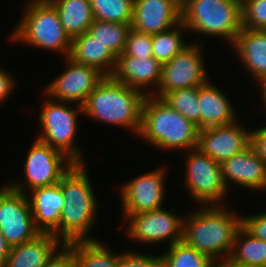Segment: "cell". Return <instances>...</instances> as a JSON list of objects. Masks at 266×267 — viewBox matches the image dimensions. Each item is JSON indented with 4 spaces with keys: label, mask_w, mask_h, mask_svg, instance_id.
Here are the masks:
<instances>
[{
    "label": "cell",
    "mask_w": 266,
    "mask_h": 267,
    "mask_svg": "<svg viewBox=\"0 0 266 267\" xmlns=\"http://www.w3.org/2000/svg\"><path fill=\"white\" fill-rule=\"evenodd\" d=\"M223 207L207 205L183 219L182 240L216 262L229 259L236 233L242 226V216Z\"/></svg>",
    "instance_id": "6da1fadb"
},
{
    "label": "cell",
    "mask_w": 266,
    "mask_h": 267,
    "mask_svg": "<svg viewBox=\"0 0 266 267\" xmlns=\"http://www.w3.org/2000/svg\"><path fill=\"white\" fill-rule=\"evenodd\" d=\"M86 170L84 163H75L59 182L64 196L59 222L62 244L95 240L89 233L96 220L98 202Z\"/></svg>",
    "instance_id": "7a4b0ae2"
},
{
    "label": "cell",
    "mask_w": 266,
    "mask_h": 267,
    "mask_svg": "<svg viewBox=\"0 0 266 267\" xmlns=\"http://www.w3.org/2000/svg\"><path fill=\"white\" fill-rule=\"evenodd\" d=\"M147 91H139L105 76L82 105L84 116L106 124L125 127L137 135L141 127L142 105Z\"/></svg>",
    "instance_id": "3957f363"
},
{
    "label": "cell",
    "mask_w": 266,
    "mask_h": 267,
    "mask_svg": "<svg viewBox=\"0 0 266 267\" xmlns=\"http://www.w3.org/2000/svg\"><path fill=\"white\" fill-rule=\"evenodd\" d=\"M199 129L182 114L171 108L162 98L147 95L142 105V139L166 150L197 148Z\"/></svg>",
    "instance_id": "277c9868"
},
{
    "label": "cell",
    "mask_w": 266,
    "mask_h": 267,
    "mask_svg": "<svg viewBox=\"0 0 266 267\" xmlns=\"http://www.w3.org/2000/svg\"><path fill=\"white\" fill-rule=\"evenodd\" d=\"M181 22L189 31L222 37L231 44L242 27L241 0H182Z\"/></svg>",
    "instance_id": "5b68a950"
},
{
    "label": "cell",
    "mask_w": 266,
    "mask_h": 267,
    "mask_svg": "<svg viewBox=\"0 0 266 267\" xmlns=\"http://www.w3.org/2000/svg\"><path fill=\"white\" fill-rule=\"evenodd\" d=\"M22 18L10 37L13 41L66 54L71 48V39L64 31L58 11L51 2L28 3Z\"/></svg>",
    "instance_id": "8992f818"
},
{
    "label": "cell",
    "mask_w": 266,
    "mask_h": 267,
    "mask_svg": "<svg viewBox=\"0 0 266 267\" xmlns=\"http://www.w3.org/2000/svg\"><path fill=\"white\" fill-rule=\"evenodd\" d=\"M68 102L50 101L44 102L43 110L39 115L42 126V135L36 139L50 145L66 154L73 162L83 163L82 149L75 145V132L77 128L78 113L83 114L82 105L77 104V109L67 106Z\"/></svg>",
    "instance_id": "52a82bcc"
},
{
    "label": "cell",
    "mask_w": 266,
    "mask_h": 267,
    "mask_svg": "<svg viewBox=\"0 0 266 267\" xmlns=\"http://www.w3.org/2000/svg\"><path fill=\"white\" fill-rule=\"evenodd\" d=\"M18 183L0 188V232L11 247L41 233L35 227L26 188Z\"/></svg>",
    "instance_id": "ba28073f"
},
{
    "label": "cell",
    "mask_w": 266,
    "mask_h": 267,
    "mask_svg": "<svg viewBox=\"0 0 266 267\" xmlns=\"http://www.w3.org/2000/svg\"><path fill=\"white\" fill-rule=\"evenodd\" d=\"M186 158V189L194 201L208 206L220 205L229 192L223 179L221 165L210 156L194 148Z\"/></svg>",
    "instance_id": "9c48e42d"
},
{
    "label": "cell",
    "mask_w": 266,
    "mask_h": 267,
    "mask_svg": "<svg viewBox=\"0 0 266 267\" xmlns=\"http://www.w3.org/2000/svg\"><path fill=\"white\" fill-rule=\"evenodd\" d=\"M199 45L201 44L196 41L189 43L174 58L162 65L160 83L153 92L149 91V95L162 98L170 91L199 87L209 82Z\"/></svg>",
    "instance_id": "30bf717a"
},
{
    "label": "cell",
    "mask_w": 266,
    "mask_h": 267,
    "mask_svg": "<svg viewBox=\"0 0 266 267\" xmlns=\"http://www.w3.org/2000/svg\"><path fill=\"white\" fill-rule=\"evenodd\" d=\"M170 210L157 209L139 214H124L129 219L127 236L138 242L160 243L169 239V246L183 239V216H176ZM166 239V240H165Z\"/></svg>",
    "instance_id": "8fae6325"
},
{
    "label": "cell",
    "mask_w": 266,
    "mask_h": 267,
    "mask_svg": "<svg viewBox=\"0 0 266 267\" xmlns=\"http://www.w3.org/2000/svg\"><path fill=\"white\" fill-rule=\"evenodd\" d=\"M24 164L26 183L32 190L59 183L75 162L60 150L36 139Z\"/></svg>",
    "instance_id": "7c38bea8"
},
{
    "label": "cell",
    "mask_w": 266,
    "mask_h": 267,
    "mask_svg": "<svg viewBox=\"0 0 266 267\" xmlns=\"http://www.w3.org/2000/svg\"><path fill=\"white\" fill-rule=\"evenodd\" d=\"M65 59L68 68L48 84L46 94L56 101L83 105L105 75L93 66Z\"/></svg>",
    "instance_id": "4fadbf2b"
},
{
    "label": "cell",
    "mask_w": 266,
    "mask_h": 267,
    "mask_svg": "<svg viewBox=\"0 0 266 267\" xmlns=\"http://www.w3.org/2000/svg\"><path fill=\"white\" fill-rule=\"evenodd\" d=\"M165 170L158 168L139 175L121 188L123 214H139L161 209L165 196Z\"/></svg>",
    "instance_id": "5bb4252c"
},
{
    "label": "cell",
    "mask_w": 266,
    "mask_h": 267,
    "mask_svg": "<svg viewBox=\"0 0 266 267\" xmlns=\"http://www.w3.org/2000/svg\"><path fill=\"white\" fill-rule=\"evenodd\" d=\"M251 144V132L241 127L237 121L225 125L199 130L198 144L203 154L221 164L246 150Z\"/></svg>",
    "instance_id": "9a60e30c"
},
{
    "label": "cell",
    "mask_w": 266,
    "mask_h": 267,
    "mask_svg": "<svg viewBox=\"0 0 266 267\" xmlns=\"http://www.w3.org/2000/svg\"><path fill=\"white\" fill-rule=\"evenodd\" d=\"M181 22L180 0H134L131 27L154 35Z\"/></svg>",
    "instance_id": "2e32d148"
},
{
    "label": "cell",
    "mask_w": 266,
    "mask_h": 267,
    "mask_svg": "<svg viewBox=\"0 0 266 267\" xmlns=\"http://www.w3.org/2000/svg\"><path fill=\"white\" fill-rule=\"evenodd\" d=\"M220 165L228 189L230 188V180L232 183L248 189H266V164L251 145L231 159L223 161Z\"/></svg>",
    "instance_id": "e0dca14e"
},
{
    "label": "cell",
    "mask_w": 266,
    "mask_h": 267,
    "mask_svg": "<svg viewBox=\"0 0 266 267\" xmlns=\"http://www.w3.org/2000/svg\"><path fill=\"white\" fill-rule=\"evenodd\" d=\"M28 195L35 227L41 233H51L59 239V222L64 196L59 183L32 189Z\"/></svg>",
    "instance_id": "ac0fdd59"
},
{
    "label": "cell",
    "mask_w": 266,
    "mask_h": 267,
    "mask_svg": "<svg viewBox=\"0 0 266 267\" xmlns=\"http://www.w3.org/2000/svg\"><path fill=\"white\" fill-rule=\"evenodd\" d=\"M162 64L154 57H132L123 53L117 57L116 66L111 75L136 90L154 84L158 87L161 80Z\"/></svg>",
    "instance_id": "d6986e66"
},
{
    "label": "cell",
    "mask_w": 266,
    "mask_h": 267,
    "mask_svg": "<svg viewBox=\"0 0 266 267\" xmlns=\"http://www.w3.org/2000/svg\"><path fill=\"white\" fill-rule=\"evenodd\" d=\"M225 95L210 81L198 87L199 130L236 122L234 109Z\"/></svg>",
    "instance_id": "ffe728a7"
},
{
    "label": "cell",
    "mask_w": 266,
    "mask_h": 267,
    "mask_svg": "<svg viewBox=\"0 0 266 267\" xmlns=\"http://www.w3.org/2000/svg\"><path fill=\"white\" fill-rule=\"evenodd\" d=\"M68 58L75 63L93 66L105 76L113 74L117 61V56L88 32L72 39Z\"/></svg>",
    "instance_id": "44dd1931"
},
{
    "label": "cell",
    "mask_w": 266,
    "mask_h": 267,
    "mask_svg": "<svg viewBox=\"0 0 266 267\" xmlns=\"http://www.w3.org/2000/svg\"><path fill=\"white\" fill-rule=\"evenodd\" d=\"M232 46L257 81L266 75V30L242 28Z\"/></svg>",
    "instance_id": "7402d4cb"
},
{
    "label": "cell",
    "mask_w": 266,
    "mask_h": 267,
    "mask_svg": "<svg viewBox=\"0 0 266 267\" xmlns=\"http://www.w3.org/2000/svg\"><path fill=\"white\" fill-rule=\"evenodd\" d=\"M60 241L51 233H40L32 240L11 247L5 267H45Z\"/></svg>",
    "instance_id": "603a6c76"
},
{
    "label": "cell",
    "mask_w": 266,
    "mask_h": 267,
    "mask_svg": "<svg viewBox=\"0 0 266 267\" xmlns=\"http://www.w3.org/2000/svg\"><path fill=\"white\" fill-rule=\"evenodd\" d=\"M61 24L72 40L88 32L94 21L90 0H52Z\"/></svg>",
    "instance_id": "cb8c5ba5"
},
{
    "label": "cell",
    "mask_w": 266,
    "mask_h": 267,
    "mask_svg": "<svg viewBox=\"0 0 266 267\" xmlns=\"http://www.w3.org/2000/svg\"><path fill=\"white\" fill-rule=\"evenodd\" d=\"M227 261L233 267H266V242L254 237L241 226Z\"/></svg>",
    "instance_id": "d4e9b609"
},
{
    "label": "cell",
    "mask_w": 266,
    "mask_h": 267,
    "mask_svg": "<svg viewBox=\"0 0 266 267\" xmlns=\"http://www.w3.org/2000/svg\"><path fill=\"white\" fill-rule=\"evenodd\" d=\"M75 251L76 267H120V253H111L96 240L67 243Z\"/></svg>",
    "instance_id": "484cf974"
},
{
    "label": "cell",
    "mask_w": 266,
    "mask_h": 267,
    "mask_svg": "<svg viewBox=\"0 0 266 267\" xmlns=\"http://www.w3.org/2000/svg\"><path fill=\"white\" fill-rule=\"evenodd\" d=\"M130 24L112 23L94 19L88 33L106 45L117 57L123 53Z\"/></svg>",
    "instance_id": "4316f807"
},
{
    "label": "cell",
    "mask_w": 266,
    "mask_h": 267,
    "mask_svg": "<svg viewBox=\"0 0 266 267\" xmlns=\"http://www.w3.org/2000/svg\"><path fill=\"white\" fill-rule=\"evenodd\" d=\"M177 27V28H176ZM184 24L180 22L169 30L152 35V53L162 65L174 58L186 45L182 38Z\"/></svg>",
    "instance_id": "83f0119b"
},
{
    "label": "cell",
    "mask_w": 266,
    "mask_h": 267,
    "mask_svg": "<svg viewBox=\"0 0 266 267\" xmlns=\"http://www.w3.org/2000/svg\"><path fill=\"white\" fill-rule=\"evenodd\" d=\"M167 251L159 255L164 267H209L213 262L208 256L187 245L183 240L169 246Z\"/></svg>",
    "instance_id": "f1b7e54d"
},
{
    "label": "cell",
    "mask_w": 266,
    "mask_h": 267,
    "mask_svg": "<svg viewBox=\"0 0 266 267\" xmlns=\"http://www.w3.org/2000/svg\"><path fill=\"white\" fill-rule=\"evenodd\" d=\"M94 19L132 24L134 0H90Z\"/></svg>",
    "instance_id": "f546056e"
},
{
    "label": "cell",
    "mask_w": 266,
    "mask_h": 267,
    "mask_svg": "<svg viewBox=\"0 0 266 267\" xmlns=\"http://www.w3.org/2000/svg\"><path fill=\"white\" fill-rule=\"evenodd\" d=\"M162 99L199 129L198 87L176 89L166 93Z\"/></svg>",
    "instance_id": "4dcf8cb0"
},
{
    "label": "cell",
    "mask_w": 266,
    "mask_h": 267,
    "mask_svg": "<svg viewBox=\"0 0 266 267\" xmlns=\"http://www.w3.org/2000/svg\"><path fill=\"white\" fill-rule=\"evenodd\" d=\"M242 27L266 30V0H242Z\"/></svg>",
    "instance_id": "1f68e13d"
},
{
    "label": "cell",
    "mask_w": 266,
    "mask_h": 267,
    "mask_svg": "<svg viewBox=\"0 0 266 267\" xmlns=\"http://www.w3.org/2000/svg\"><path fill=\"white\" fill-rule=\"evenodd\" d=\"M123 54L132 57H153L152 35L139 32L131 27L127 34Z\"/></svg>",
    "instance_id": "d6a6232c"
},
{
    "label": "cell",
    "mask_w": 266,
    "mask_h": 267,
    "mask_svg": "<svg viewBox=\"0 0 266 267\" xmlns=\"http://www.w3.org/2000/svg\"><path fill=\"white\" fill-rule=\"evenodd\" d=\"M242 226L254 237L266 242V212L242 216Z\"/></svg>",
    "instance_id": "836d02e7"
},
{
    "label": "cell",
    "mask_w": 266,
    "mask_h": 267,
    "mask_svg": "<svg viewBox=\"0 0 266 267\" xmlns=\"http://www.w3.org/2000/svg\"><path fill=\"white\" fill-rule=\"evenodd\" d=\"M158 259L159 255L150 256L126 251L120 255V267H151Z\"/></svg>",
    "instance_id": "e575fe53"
},
{
    "label": "cell",
    "mask_w": 266,
    "mask_h": 267,
    "mask_svg": "<svg viewBox=\"0 0 266 267\" xmlns=\"http://www.w3.org/2000/svg\"><path fill=\"white\" fill-rule=\"evenodd\" d=\"M62 249L52 254L45 267H76L75 251L66 243L62 244Z\"/></svg>",
    "instance_id": "d590c367"
},
{
    "label": "cell",
    "mask_w": 266,
    "mask_h": 267,
    "mask_svg": "<svg viewBox=\"0 0 266 267\" xmlns=\"http://www.w3.org/2000/svg\"><path fill=\"white\" fill-rule=\"evenodd\" d=\"M255 130V131H254ZM251 132V146L260 159L266 164V126Z\"/></svg>",
    "instance_id": "8d00e7d4"
},
{
    "label": "cell",
    "mask_w": 266,
    "mask_h": 267,
    "mask_svg": "<svg viewBox=\"0 0 266 267\" xmlns=\"http://www.w3.org/2000/svg\"><path fill=\"white\" fill-rule=\"evenodd\" d=\"M4 69L0 68V102L3 103L8 98L13 88H15L11 75Z\"/></svg>",
    "instance_id": "74e56055"
},
{
    "label": "cell",
    "mask_w": 266,
    "mask_h": 267,
    "mask_svg": "<svg viewBox=\"0 0 266 267\" xmlns=\"http://www.w3.org/2000/svg\"><path fill=\"white\" fill-rule=\"evenodd\" d=\"M10 250L11 246L7 243L5 237L0 232V267H5Z\"/></svg>",
    "instance_id": "f35d334b"
},
{
    "label": "cell",
    "mask_w": 266,
    "mask_h": 267,
    "mask_svg": "<svg viewBox=\"0 0 266 267\" xmlns=\"http://www.w3.org/2000/svg\"><path fill=\"white\" fill-rule=\"evenodd\" d=\"M261 86L262 90L260 91L262 94V101L266 107V75L262 77L259 81H257Z\"/></svg>",
    "instance_id": "ab89813d"
},
{
    "label": "cell",
    "mask_w": 266,
    "mask_h": 267,
    "mask_svg": "<svg viewBox=\"0 0 266 267\" xmlns=\"http://www.w3.org/2000/svg\"><path fill=\"white\" fill-rule=\"evenodd\" d=\"M213 261L209 267H233L228 261ZM217 263V264H216Z\"/></svg>",
    "instance_id": "60d3db41"
},
{
    "label": "cell",
    "mask_w": 266,
    "mask_h": 267,
    "mask_svg": "<svg viewBox=\"0 0 266 267\" xmlns=\"http://www.w3.org/2000/svg\"><path fill=\"white\" fill-rule=\"evenodd\" d=\"M151 267H164V264L160 259H158Z\"/></svg>",
    "instance_id": "b9f144b4"
},
{
    "label": "cell",
    "mask_w": 266,
    "mask_h": 267,
    "mask_svg": "<svg viewBox=\"0 0 266 267\" xmlns=\"http://www.w3.org/2000/svg\"><path fill=\"white\" fill-rule=\"evenodd\" d=\"M52 0H29L28 3H44V2H51Z\"/></svg>",
    "instance_id": "7bdbcfd3"
}]
</instances>
